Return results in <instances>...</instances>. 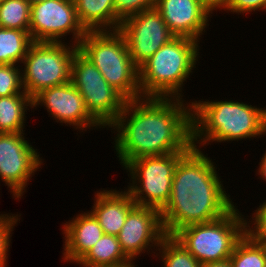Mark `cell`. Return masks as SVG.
<instances>
[{
    "mask_svg": "<svg viewBox=\"0 0 266 267\" xmlns=\"http://www.w3.org/2000/svg\"><path fill=\"white\" fill-rule=\"evenodd\" d=\"M24 133H0V179L17 200L43 161Z\"/></svg>",
    "mask_w": 266,
    "mask_h": 267,
    "instance_id": "cell-11",
    "label": "cell"
},
{
    "mask_svg": "<svg viewBox=\"0 0 266 267\" xmlns=\"http://www.w3.org/2000/svg\"><path fill=\"white\" fill-rule=\"evenodd\" d=\"M32 43L29 32L0 27V64H21Z\"/></svg>",
    "mask_w": 266,
    "mask_h": 267,
    "instance_id": "cell-21",
    "label": "cell"
},
{
    "mask_svg": "<svg viewBox=\"0 0 266 267\" xmlns=\"http://www.w3.org/2000/svg\"><path fill=\"white\" fill-rule=\"evenodd\" d=\"M155 8L175 37L198 42L212 14L200 0H156Z\"/></svg>",
    "mask_w": 266,
    "mask_h": 267,
    "instance_id": "cell-15",
    "label": "cell"
},
{
    "mask_svg": "<svg viewBox=\"0 0 266 267\" xmlns=\"http://www.w3.org/2000/svg\"><path fill=\"white\" fill-rule=\"evenodd\" d=\"M156 0H114L115 13L122 22L124 19L154 8Z\"/></svg>",
    "mask_w": 266,
    "mask_h": 267,
    "instance_id": "cell-27",
    "label": "cell"
},
{
    "mask_svg": "<svg viewBox=\"0 0 266 267\" xmlns=\"http://www.w3.org/2000/svg\"><path fill=\"white\" fill-rule=\"evenodd\" d=\"M160 247V248H159ZM155 257L162 258V267H201L202 264L173 236L166 235L159 243ZM158 255V256H157Z\"/></svg>",
    "mask_w": 266,
    "mask_h": 267,
    "instance_id": "cell-23",
    "label": "cell"
},
{
    "mask_svg": "<svg viewBox=\"0 0 266 267\" xmlns=\"http://www.w3.org/2000/svg\"><path fill=\"white\" fill-rule=\"evenodd\" d=\"M203 5L211 12L220 8L225 10L230 0H200Z\"/></svg>",
    "mask_w": 266,
    "mask_h": 267,
    "instance_id": "cell-30",
    "label": "cell"
},
{
    "mask_svg": "<svg viewBox=\"0 0 266 267\" xmlns=\"http://www.w3.org/2000/svg\"><path fill=\"white\" fill-rule=\"evenodd\" d=\"M119 31L125 37L131 59L138 68L175 37L155 7L124 19Z\"/></svg>",
    "mask_w": 266,
    "mask_h": 267,
    "instance_id": "cell-12",
    "label": "cell"
},
{
    "mask_svg": "<svg viewBox=\"0 0 266 267\" xmlns=\"http://www.w3.org/2000/svg\"><path fill=\"white\" fill-rule=\"evenodd\" d=\"M68 45L66 42H33L30 45L21 70L24 91L32 99L45 89L71 81V64L78 46Z\"/></svg>",
    "mask_w": 266,
    "mask_h": 267,
    "instance_id": "cell-7",
    "label": "cell"
},
{
    "mask_svg": "<svg viewBox=\"0 0 266 267\" xmlns=\"http://www.w3.org/2000/svg\"><path fill=\"white\" fill-rule=\"evenodd\" d=\"M201 267H233V265L230 259L228 258L222 261L204 263Z\"/></svg>",
    "mask_w": 266,
    "mask_h": 267,
    "instance_id": "cell-31",
    "label": "cell"
},
{
    "mask_svg": "<svg viewBox=\"0 0 266 267\" xmlns=\"http://www.w3.org/2000/svg\"><path fill=\"white\" fill-rule=\"evenodd\" d=\"M165 236L160 210L136 205L128 213L117 238L122 251L133 262L137 255L150 252L152 247L157 251Z\"/></svg>",
    "mask_w": 266,
    "mask_h": 267,
    "instance_id": "cell-13",
    "label": "cell"
},
{
    "mask_svg": "<svg viewBox=\"0 0 266 267\" xmlns=\"http://www.w3.org/2000/svg\"><path fill=\"white\" fill-rule=\"evenodd\" d=\"M252 217V221L250 219L247 221V232L253 238L266 242V200L254 211ZM250 222H253V228L250 226Z\"/></svg>",
    "mask_w": 266,
    "mask_h": 267,
    "instance_id": "cell-28",
    "label": "cell"
},
{
    "mask_svg": "<svg viewBox=\"0 0 266 267\" xmlns=\"http://www.w3.org/2000/svg\"><path fill=\"white\" fill-rule=\"evenodd\" d=\"M185 153L142 156L124 167L132 180L126 190L137 206L153 207L160 211L165 207L177 163Z\"/></svg>",
    "mask_w": 266,
    "mask_h": 267,
    "instance_id": "cell-8",
    "label": "cell"
},
{
    "mask_svg": "<svg viewBox=\"0 0 266 267\" xmlns=\"http://www.w3.org/2000/svg\"><path fill=\"white\" fill-rule=\"evenodd\" d=\"M86 32L73 0H45L31 5L29 34L33 42L60 43V38L72 34V43L78 46Z\"/></svg>",
    "mask_w": 266,
    "mask_h": 267,
    "instance_id": "cell-10",
    "label": "cell"
},
{
    "mask_svg": "<svg viewBox=\"0 0 266 267\" xmlns=\"http://www.w3.org/2000/svg\"><path fill=\"white\" fill-rule=\"evenodd\" d=\"M63 260L78 263L104 235L102 227L91 212H83L64 223Z\"/></svg>",
    "mask_w": 266,
    "mask_h": 267,
    "instance_id": "cell-16",
    "label": "cell"
},
{
    "mask_svg": "<svg viewBox=\"0 0 266 267\" xmlns=\"http://www.w3.org/2000/svg\"><path fill=\"white\" fill-rule=\"evenodd\" d=\"M79 23L86 31L119 30L114 0H73Z\"/></svg>",
    "mask_w": 266,
    "mask_h": 267,
    "instance_id": "cell-18",
    "label": "cell"
},
{
    "mask_svg": "<svg viewBox=\"0 0 266 267\" xmlns=\"http://www.w3.org/2000/svg\"><path fill=\"white\" fill-rule=\"evenodd\" d=\"M132 262L122 251L115 235L104 234L77 263L80 267L115 266Z\"/></svg>",
    "mask_w": 266,
    "mask_h": 267,
    "instance_id": "cell-20",
    "label": "cell"
},
{
    "mask_svg": "<svg viewBox=\"0 0 266 267\" xmlns=\"http://www.w3.org/2000/svg\"><path fill=\"white\" fill-rule=\"evenodd\" d=\"M241 215L235 206L225 216L185 226L173 237L201 264L222 261L230 258L236 243L247 232V220Z\"/></svg>",
    "mask_w": 266,
    "mask_h": 267,
    "instance_id": "cell-6",
    "label": "cell"
},
{
    "mask_svg": "<svg viewBox=\"0 0 266 267\" xmlns=\"http://www.w3.org/2000/svg\"><path fill=\"white\" fill-rule=\"evenodd\" d=\"M259 170L257 171L258 172V175H261V179L264 181H266V152L265 154L263 155V157L261 158V162L259 163Z\"/></svg>",
    "mask_w": 266,
    "mask_h": 267,
    "instance_id": "cell-32",
    "label": "cell"
},
{
    "mask_svg": "<svg viewBox=\"0 0 266 267\" xmlns=\"http://www.w3.org/2000/svg\"><path fill=\"white\" fill-rule=\"evenodd\" d=\"M102 190L95 192V202L90 212L98 220L104 234L117 236L136 204L127 190Z\"/></svg>",
    "mask_w": 266,
    "mask_h": 267,
    "instance_id": "cell-17",
    "label": "cell"
},
{
    "mask_svg": "<svg viewBox=\"0 0 266 267\" xmlns=\"http://www.w3.org/2000/svg\"><path fill=\"white\" fill-rule=\"evenodd\" d=\"M199 42L174 37L139 67L142 97H183L182 88L196 68ZM182 87V88H181Z\"/></svg>",
    "mask_w": 266,
    "mask_h": 267,
    "instance_id": "cell-4",
    "label": "cell"
},
{
    "mask_svg": "<svg viewBox=\"0 0 266 267\" xmlns=\"http://www.w3.org/2000/svg\"><path fill=\"white\" fill-rule=\"evenodd\" d=\"M32 104L33 109L38 105H44L55 122L75 126L74 128L80 129V132L86 131V128L90 130V127L92 130L93 127L101 128L87 112L82 95L71 81L41 91L32 99Z\"/></svg>",
    "mask_w": 266,
    "mask_h": 267,
    "instance_id": "cell-14",
    "label": "cell"
},
{
    "mask_svg": "<svg viewBox=\"0 0 266 267\" xmlns=\"http://www.w3.org/2000/svg\"><path fill=\"white\" fill-rule=\"evenodd\" d=\"M229 259L233 267H266V242L246 232L236 243Z\"/></svg>",
    "mask_w": 266,
    "mask_h": 267,
    "instance_id": "cell-22",
    "label": "cell"
},
{
    "mask_svg": "<svg viewBox=\"0 0 266 267\" xmlns=\"http://www.w3.org/2000/svg\"><path fill=\"white\" fill-rule=\"evenodd\" d=\"M71 82L82 95L90 116L101 127L109 128L122 112L127 100L79 50L72 60Z\"/></svg>",
    "mask_w": 266,
    "mask_h": 267,
    "instance_id": "cell-9",
    "label": "cell"
},
{
    "mask_svg": "<svg viewBox=\"0 0 266 267\" xmlns=\"http://www.w3.org/2000/svg\"><path fill=\"white\" fill-rule=\"evenodd\" d=\"M30 3H31V5L32 4H35V3H37V2H42V1H45V0H28Z\"/></svg>",
    "mask_w": 266,
    "mask_h": 267,
    "instance_id": "cell-34",
    "label": "cell"
},
{
    "mask_svg": "<svg viewBox=\"0 0 266 267\" xmlns=\"http://www.w3.org/2000/svg\"><path fill=\"white\" fill-rule=\"evenodd\" d=\"M200 148L192 146L177 163L169 200L160 211L168 236L188 225L215 221L235 207L214 162Z\"/></svg>",
    "mask_w": 266,
    "mask_h": 267,
    "instance_id": "cell-2",
    "label": "cell"
},
{
    "mask_svg": "<svg viewBox=\"0 0 266 267\" xmlns=\"http://www.w3.org/2000/svg\"><path fill=\"white\" fill-rule=\"evenodd\" d=\"M186 103L173 97L126 101L109 127L118 132L114 147L122 166L142 156L187 152L193 145L191 102Z\"/></svg>",
    "mask_w": 266,
    "mask_h": 267,
    "instance_id": "cell-1",
    "label": "cell"
},
{
    "mask_svg": "<svg viewBox=\"0 0 266 267\" xmlns=\"http://www.w3.org/2000/svg\"><path fill=\"white\" fill-rule=\"evenodd\" d=\"M135 263H126V264H119L115 266H98V267H136Z\"/></svg>",
    "mask_w": 266,
    "mask_h": 267,
    "instance_id": "cell-33",
    "label": "cell"
},
{
    "mask_svg": "<svg viewBox=\"0 0 266 267\" xmlns=\"http://www.w3.org/2000/svg\"><path fill=\"white\" fill-rule=\"evenodd\" d=\"M78 50L127 101L141 98L139 68L119 30L87 31Z\"/></svg>",
    "mask_w": 266,
    "mask_h": 267,
    "instance_id": "cell-5",
    "label": "cell"
},
{
    "mask_svg": "<svg viewBox=\"0 0 266 267\" xmlns=\"http://www.w3.org/2000/svg\"><path fill=\"white\" fill-rule=\"evenodd\" d=\"M261 9L266 11V0H230L224 11H230L233 14H248L253 11L256 12V10L260 11Z\"/></svg>",
    "mask_w": 266,
    "mask_h": 267,
    "instance_id": "cell-29",
    "label": "cell"
},
{
    "mask_svg": "<svg viewBox=\"0 0 266 267\" xmlns=\"http://www.w3.org/2000/svg\"><path fill=\"white\" fill-rule=\"evenodd\" d=\"M12 215V216H11ZM21 215L0 214V267H6L8 263V250L10 249L11 232L15 224L20 221Z\"/></svg>",
    "mask_w": 266,
    "mask_h": 267,
    "instance_id": "cell-26",
    "label": "cell"
},
{
    "mask_svg": "<svg viewBox=\"0 0 266 267\" xmlns=\"http://www.w3.org/2000/svg\"><path fill=\"white\" fill-rule=\"evenodd\" d=\"M28 107L33 104L26 92L0 97V133L24 132Z\"/></svg>",
    "mask_w": 266,
    "mask_h": 267,
    "instance_id": "cell-19",
    "label": "cell"
},
{
    "mask_svg": "<svg viewBox=\"0 0 266 267\" xmlns=\"http://www.w3.org/2000/svg\"><path fill=\"white\" fill-rule=\"evenodd\" d=\"M22 92L25 91L20 66L0 64V97L21 94Z\"/></svg>",
    "mask_w": 266,
    "mask_h": 267,
    "instance_id": "cell-25",
    "label": "cell"
},
{
    "mask_svg": "<svg viewBox=\"0 0 266 267\" xmlns=\"http://www.w3.org/2000/svg\"><path fill=\"white\" fill-rule=\"evenodd\" d=\"M191 123L193 147L246 140L266 135V109L232 100H198L191 102Z\"/></svg>",
    "mask_w": 266,
    "mask_h": 267,
    "instance_id": "cell-3",
    "label": "cell"
},
{
    "mask_svg": "<svg viewBox=\"0 0 266 267\" xmlns=\"http://www.w3.org/2000/svg\"><path fill=\"white\" fill-rule=\"evenodd\" d=\"M30 12L28 0H3L0 3V27L29 32Z\"/></svg>",
    "mask_w": 266,
    "mask_h": 267,
    "instance_id": "cell-24",
    "label": "cell"
}]
</instances>
